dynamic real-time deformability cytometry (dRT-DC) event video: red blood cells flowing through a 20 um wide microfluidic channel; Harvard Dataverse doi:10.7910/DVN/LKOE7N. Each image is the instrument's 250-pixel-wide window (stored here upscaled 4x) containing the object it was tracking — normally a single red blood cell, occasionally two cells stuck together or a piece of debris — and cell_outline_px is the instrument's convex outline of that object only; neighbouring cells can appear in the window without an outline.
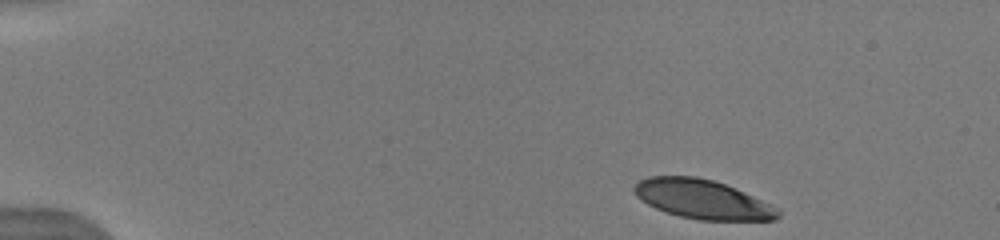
{"species": "human", "species_latin": "Homo sapiens", "temperature_condition": "warm", "stored_images_in_passage": 16, "camera_frame_rate_fps": 3000, "um_per_image_px": 0.085, "donor": {"sex": "male"}, "frame": {"image": 1, "passage_image": 1, "time_ms": 0.0, "image_size_px": [1000, 240], "cell_outline_px": [[780, 216], [776, 220], [700, 220], [680, 216], [656, 208], [648, 204], [636, 196], [632, 188], [640, 180], [648, 176], [696, 176], [712, 180], [736, 188], [780, 208]], "centroid_in_image_um": [59.74, 16.94], "position_along_channel_um": 25.3, "area_um2": 32.77}}
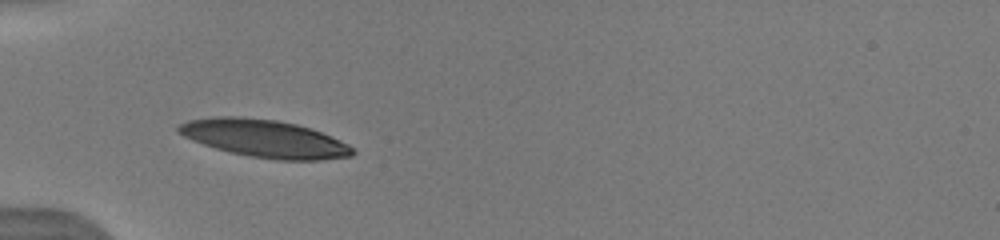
{"frame": {"image": 2, "passage_image": 10, "time_ms": 3.333, "image_size_px": [1000, 240], "cell_outline_px": [[356, 152], [352, 156], [320, 160], [276, 160], [248, 156], [216, 148], [192, 140], [176, 132], [176, 128], [180, 124], [188, 120], [212, 116], [240, 116], [276, 120], [296, 124], [320, 132], [340, 140], [348, 144]], "centroid_in_image_um": [22.46, 11.77], "position_along_channel_um": 62.5, "area_um2": 38.09}}